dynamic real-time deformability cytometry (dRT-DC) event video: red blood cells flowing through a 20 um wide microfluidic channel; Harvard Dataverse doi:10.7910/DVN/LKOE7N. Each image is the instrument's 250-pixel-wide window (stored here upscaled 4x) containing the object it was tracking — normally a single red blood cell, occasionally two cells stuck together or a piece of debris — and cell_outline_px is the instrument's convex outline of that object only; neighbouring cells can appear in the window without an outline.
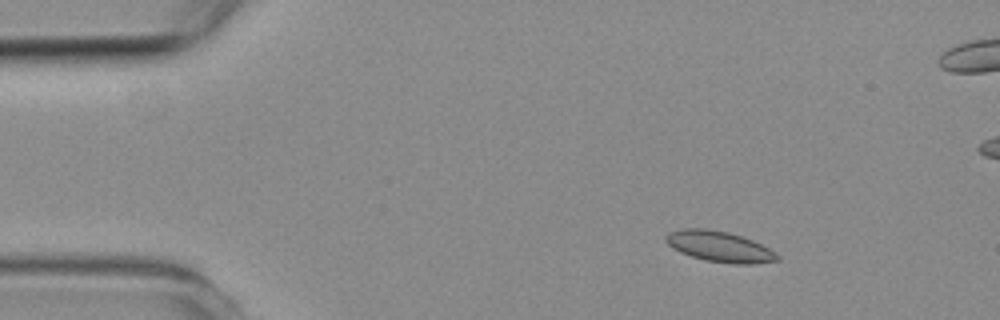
{"species": "common noctule bat (a hibernating species)", "species_latin": "Nyctalus noctula", "temperature_condition": "room temperature", "stored_images_in_passage": 5, "camera_frame_rate_fps": 3000, "um_per_image_px": 0.085, "animal": {"sex": "female", "body_mass_g": 19.3, "forearm_length_mm": 54.1}, "frame": {"image": 1, "passage_image": 2, "time_ms": 1.333, "image_size_px": [1000, 320], "cell_outline_px": [[780, 260], [756, 264], [732, 264], [704, 260], [680, 252], [672, 248], [664, 240], [664, 236], [668, 232], [680, 228], [704, 228], [728, 232], [752, 240], [776, 252], [780, 256]], "centroid_in_image_um": [61.14, 20.96], "position_along_channel_um": 23.9, "area_um2": 20.11}}